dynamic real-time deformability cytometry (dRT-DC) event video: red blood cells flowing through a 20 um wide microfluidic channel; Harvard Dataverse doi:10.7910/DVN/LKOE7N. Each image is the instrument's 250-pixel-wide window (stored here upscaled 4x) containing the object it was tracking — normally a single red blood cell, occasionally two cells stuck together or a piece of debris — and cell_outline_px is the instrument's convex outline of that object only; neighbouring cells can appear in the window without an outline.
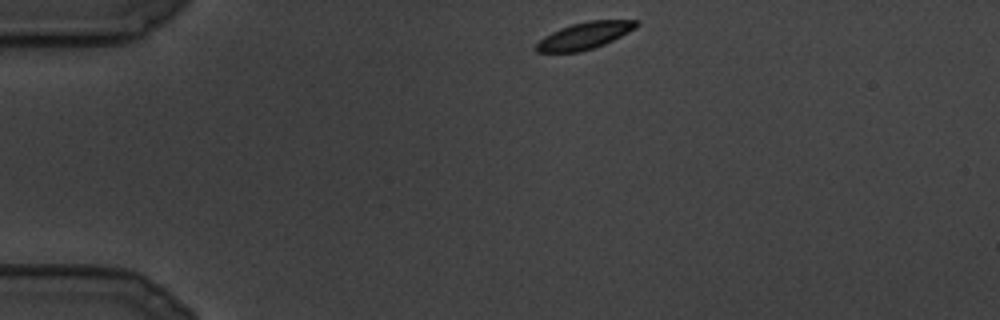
{"species": "common noctule bat (a hibernating species)", "species_latin": "Nyctalus noctula", "temperature_condition": "cold", "stored_images_in_passage": 66, "camera_frame_rate_fps": 3000, "um_per_image_px": 0.085, "animal": {"sex": "male", "body_mass_g": 19.5, "forearm_length_mm": 54.6}, "frame": {"image": 1, "passage_image": 1, "time_ms": 0.0, "image_size_px": [1000, 320], "cell_outline_px": [[640, 24], [636, 28], [604, 44], [580, 52], [536, 52], [536, 44], [544, 36], [560, 28], [572, 24], [588, 20], [640, 20]], "centroid_in_image_um": [49.71, 3.02], "position_along_channel_um": 35.3, "area_um2": 15.61}}
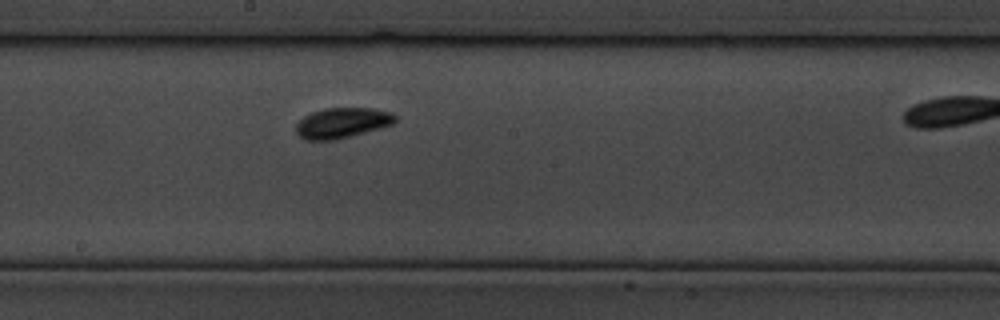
{"frame": {"image": 2, "passage_image": 38, "time_ms": 12.333, "image_size_px": [1000, 320], "cell_outline_px": [[396, 120], [392, 124], [380, 128], [336, 140], [304, 140], [296, 132], [296, 124], [304, 116], [312, 112], [324, 108], [372, 108], [392, 112], [396, 116]], "centroid_in_image_um": [29.08, 10.44], "position_along_channel_um": 219.1, "area_um2": 17.57}}
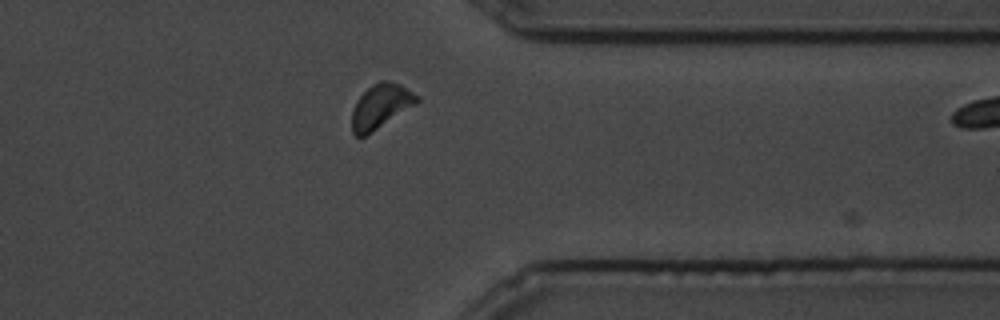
{"frame": {"image": 3, "passage_image": 64, "time_ms": 21.0, "image_size_px": [1000, 320], "cell_outline_px": [[420, 100], [416, 104], [364, 136], [356, 136], [352, 132], [352, 112], [356, 100], [372, 84], [380, 80], [384, 80], [400, 84], [420, 96]], "centroid_in_image_um": [32.36, 9.0], "position_along_channel_um": 379.0, "area_um2": 16.53}}